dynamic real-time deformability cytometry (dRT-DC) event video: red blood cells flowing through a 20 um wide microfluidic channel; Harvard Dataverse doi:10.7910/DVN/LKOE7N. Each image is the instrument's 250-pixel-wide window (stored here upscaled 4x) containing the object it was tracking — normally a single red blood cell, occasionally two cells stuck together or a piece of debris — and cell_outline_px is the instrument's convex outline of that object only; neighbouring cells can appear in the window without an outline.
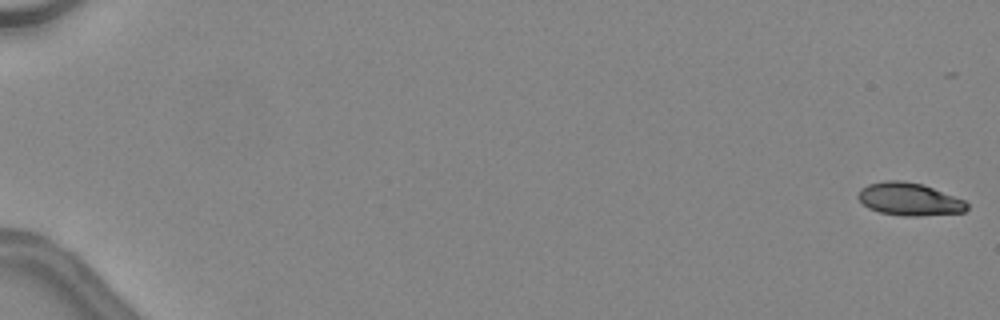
{"species": "common noctule bat (a hibernating species)", "species_latin": "Nyctalus noctula", "temperature_condition": "warm", "stored_images_in_passage": 42, "camera_frame_rate_fps": 3000, "um_per_image_px": 0.085, "animal": {"sex": "female", "body_mass_g": 24.6, "forearm_length_mm": 56.2}, "frame": {"image": 1, "passage_image": 1, "time_ms": 0.0, "image_size_px": [1000, 320], "cell_outline_px": [[968, 208], [964, 212], [920, 216], [904, 216], [880, 212], [868, 208], [856, 196], [860, 188], [868, 184], [888, 180], [900, 180], [924, 184], [964, 200], [968, 204]], "centroid_in_image_um": [77.28, 16.93], "position_along_channel_um": 7.7, "area_um2": 20.81}}
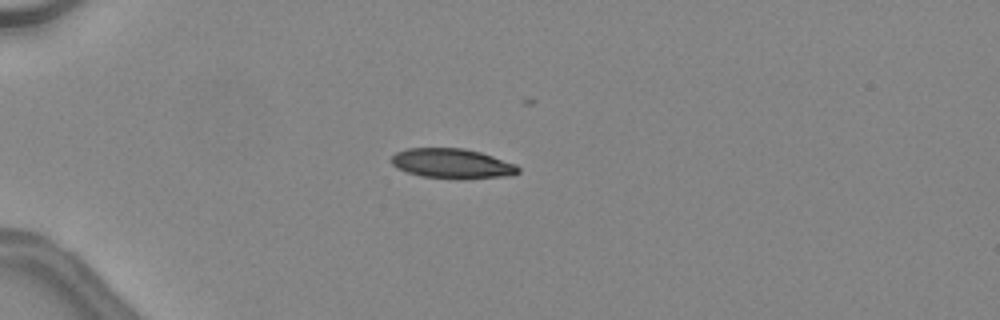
{"frame": {"image": 2, "passage_image": 15, "time_ms": 4.667, "image_size_px": [1000, 320], "cell_outline_px": [[520, 172], [512, 176], [460, 180], [420, 176], [396, 168], [392, 164], [392, 156], [396, 152], [408, 148], [464, 148], [480, 152], [516, 164], [520, 168]], "centroid_in_image_um": [38.47, 13.92], "position_along_channel_um": 46.5, "area_um2": 22.43}}
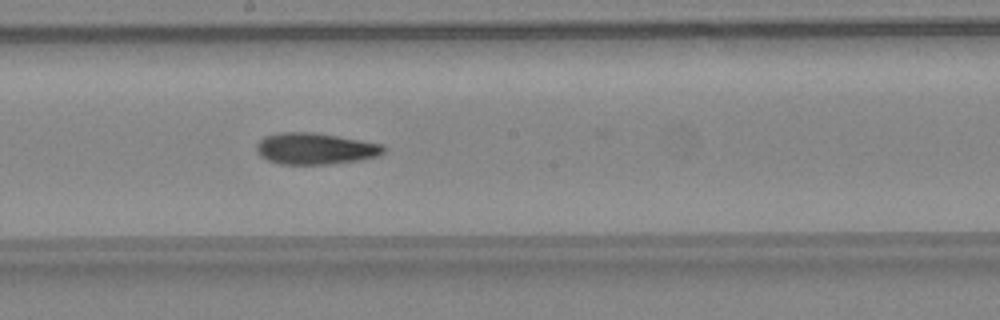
{"frame": {"image": 3, "passage_image": 29, "time_ms": 9.333, "image_size_px": [1000, 320], "cell_outline_px": [[384, 152], [380, 156], [360, 160], [328, 164], [280, 164], [268, 160], [260, 156], [256, 148], [256, 144], [264, 136], [280, 132], [312, 132], [384, 144]], "centroid_in_image_um": [26.79, 12.63], "position_along_channel_um": 221.4, "area_um2": 23.29}, "authors_computed_cell_mechanics": {"area_um2": 22.5709, "velocity_mm_per_s": 4.5415, "shape_relaxation_time_tau1_ms": null, "shape_relaxation_time_tau2_ms": 5.9632, "deformation_change_tau1": null, "deformation_change_tau2": 0.1392}}